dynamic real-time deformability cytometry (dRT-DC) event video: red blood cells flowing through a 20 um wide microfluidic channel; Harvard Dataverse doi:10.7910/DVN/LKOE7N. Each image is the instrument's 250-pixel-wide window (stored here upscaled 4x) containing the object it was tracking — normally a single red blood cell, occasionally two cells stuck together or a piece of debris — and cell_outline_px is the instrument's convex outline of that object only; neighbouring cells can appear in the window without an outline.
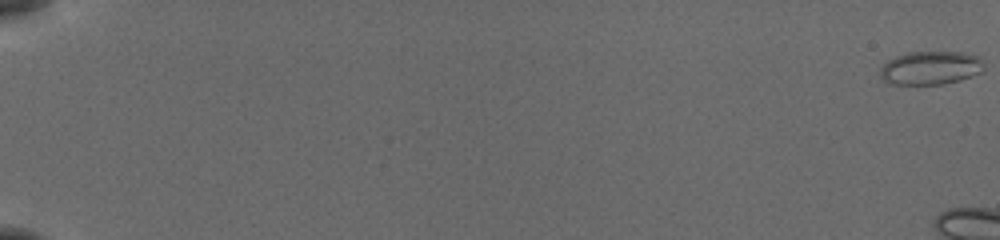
{"species": "common noctule bat (a hibernating species)", "species_latin": "Nyctalus noctula", "temperature_condition": "cold", "stored_images_in_passage": 9, "camera_frame_rate_fps": 3000, "um_per_image_px": 0.085, "animal": {"sex": "female", "body_mass_g": 19.5, "forearm_length_mm": 54.1}, "frame": {"image": 1, "passage_image": 1, "time_ms": 0.0, "image_size_px": [1000, 240], "cell_outline_px": [[984, 68], [980, 72], [960, 80], [944, 84], [888, 84], [880, 76], [880, 68], [888, 60], [896, 56], [908, 52], [964, 52], [980, 56], [984, 64]], "centroid_in_image_um": [79.1, 5.76], "position_along_channel_um": 5.9, "area_um2": 20.35}}